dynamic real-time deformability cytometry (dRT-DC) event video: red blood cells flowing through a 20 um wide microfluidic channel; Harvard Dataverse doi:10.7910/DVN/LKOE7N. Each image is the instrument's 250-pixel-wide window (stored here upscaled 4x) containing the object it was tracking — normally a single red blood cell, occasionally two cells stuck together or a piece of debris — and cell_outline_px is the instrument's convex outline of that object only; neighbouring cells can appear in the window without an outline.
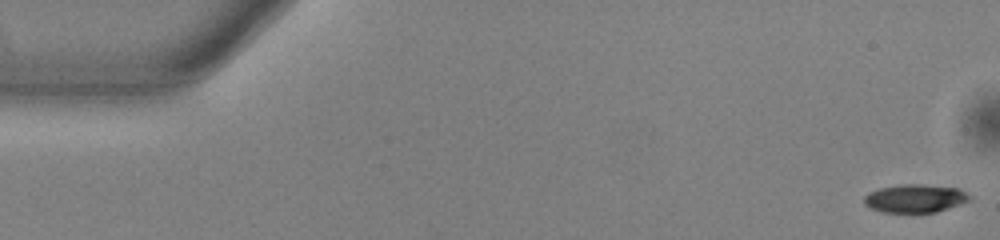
{"species": "common noctule bat (a hibernating species)", "species_latin": "Nyctalus noctula", "temperature_condition": "warm", "stored_images_in_passage": 52, "camera_frame_rate_fps": 3000, "um_per_image_px": 0.085, "animal": {"sex": "male", "body_mass_g": 13.0, "forearm_length_mm": 53.1}, "frame": {"image": 1, "passage_image": 1, "time_ms": 0.0, "image_size_px": [1000, 240], "cell_outline_px": [[972, 200], [936, 212], [880, 212], [864, 204], [864, 196], [868, 192], [880, 188], [900, 184], [920, 184], [956, 188], [972, 196]], "centroid_in_image_um": [77.77, 16.86], "position_along_channel_um": 7.2, "area_um2": 17.28}}
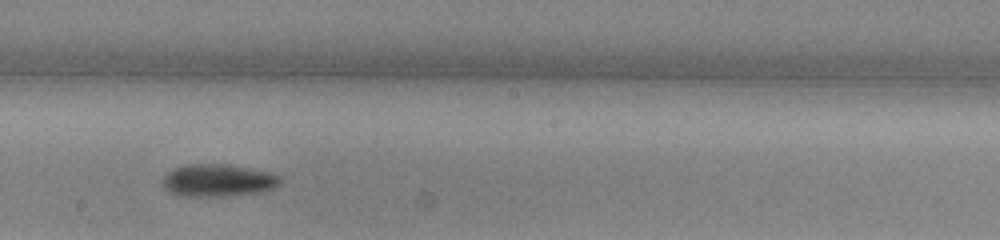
{"frame": {"image": 2, "passage_image": 29, "time_ms": 9.333, "image_size_px": [1000, 240], "cell_outline_px": [[284, 180], [280, 184], [272, 188], [260, 192], [224, 196], [188, 196], [168, 192], [164, 188], [160, 180], [172, 168], [188, 164], [228, 164], [252, 168], [284, 176]], "centroid_in_image_um": [18.55, 15.32], "position_along_channel_um": 229.7, "area_um2": 22.54}}
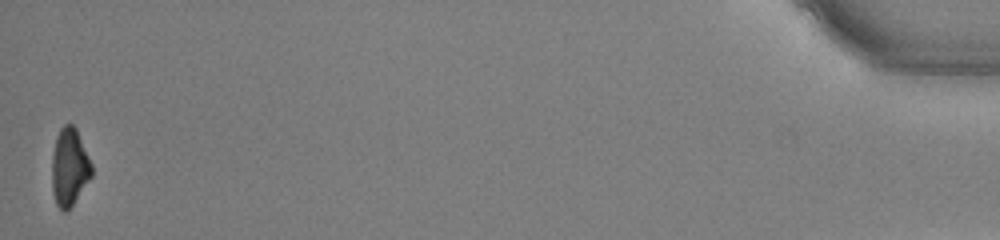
{"frame": {"image": 3, "passage_image": 52, "time_ms": 17.0, "image_size_px": [1000, 240], "cell_outline_px": [[92, 176], [72, 204], [64, 212], [56, 204], [52, 192], [52, 156], [56, 136], [60, 128], [64, 124], [72, 124], [76, 128], [92, 164]], "centroid_in_image_um": [5.89, 14.18], "position_along_channel_um": 429.3, "area_um2": 17.86}, "authors_computed_cell_mechanics": {"area_um2": 19.3919, "velocity_mm_per_s": 3.9235, "shape_relaxation_time_tau1_ms": 2.2188, "shape_relaxation_time_tau2_ms": null, "deformation_change_tau1": 0.1356, "deformation_change_tau2": null}}